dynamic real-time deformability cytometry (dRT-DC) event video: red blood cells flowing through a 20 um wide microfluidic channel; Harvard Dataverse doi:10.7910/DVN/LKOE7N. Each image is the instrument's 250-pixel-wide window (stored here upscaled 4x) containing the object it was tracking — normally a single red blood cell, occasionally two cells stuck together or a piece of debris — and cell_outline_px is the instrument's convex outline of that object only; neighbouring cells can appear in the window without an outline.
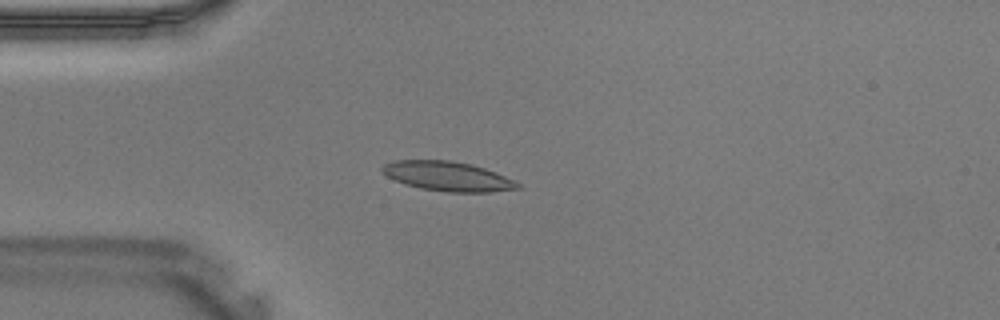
{"species": "Egyptian fruit bat (a non-hibernating species)", "species_latin": "Rousettus aegyptiacus", "temperature_condition": "warm", "stored_images_in_passage": 31, "camera_frame_rate_fps": 3000, "um_per_image_px": 0.085, "animal": {"sex": "male"}, "frame": {"image": 1, "passage_image": 1, "time_ms": 0.0, "image_size_px": [1000, 320], "cell_outline_px": [[520, 188], [488, 192], [448, 192], [420, 188], [404, 184], [388, 176], [380, 168], [384, 164], [396, 160], [452, 160], [472, 164], [496, 172], [520, 184]], "centroid_in_image_um": [38.04, 14.97], "position_along_channel_um": 47.0, "area_um2": 23.12}}
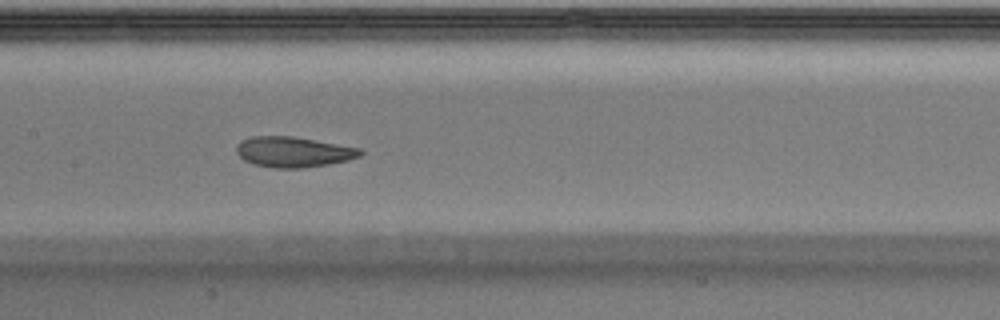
{"frame": {"image": 2, "passage_image": 10, "time_ms": 3.0, "image_size_px": [1000, 320], "cell_outline_px": [[364, 152], [360, 156], [348, 160], [328, 164], [304, 168], [272, 168], [252, 164], [244, 160], [236, 152], [236, 144], [240, 140], [252, 136], [292, 136], [360, 148]], "centroid_in_image_um": [24.9, 12.92], "position_along_channel_um": 182.5, "area_um2": 22.08}}